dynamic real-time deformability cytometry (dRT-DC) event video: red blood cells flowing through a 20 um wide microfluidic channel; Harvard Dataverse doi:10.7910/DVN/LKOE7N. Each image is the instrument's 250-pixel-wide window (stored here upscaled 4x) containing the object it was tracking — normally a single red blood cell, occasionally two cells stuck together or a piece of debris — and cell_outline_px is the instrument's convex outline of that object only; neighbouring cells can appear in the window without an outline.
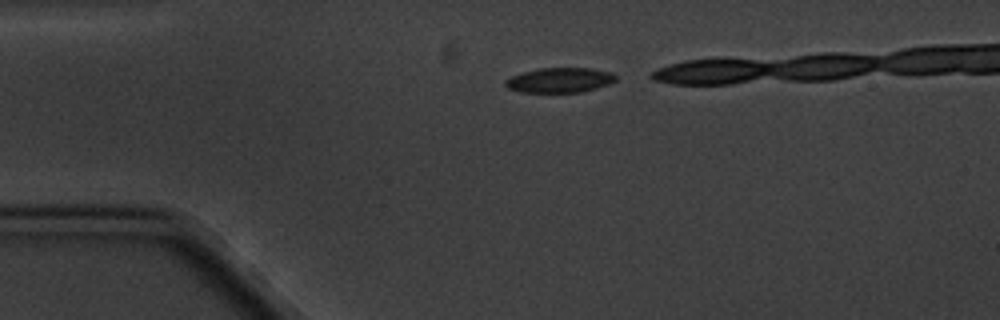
{"species": "common noctule bat (a hibernating species)", "species_latin": "Nyctalus noctula", "temperature_condition": "cold", "stored_images_in_passage": 3, "camera_frame_rate_fps": 3000, "um_per_image_px": 0.085, "animal": {"sex": "male", "body_mass_g": 20.1, "forearm_length_mm": 53.5}, "frame": {"image": 1, "passage_image": 1, "time_ms": 0.0, "image_size_px": [1000, 320], "cell_outline_px": [[616, 80], [608, 84], [596, 88], [580, 92], [520, 92], [508, 88], [504, 84], [504, 80], [512, 76], [524, 72], [540, 68], [592, 68], [612, 72], [616, 76]], "centroid_in_image_um": [47.57, 6.81], "position_along_channel_um": 37.4, "area_um2": 15.95}}